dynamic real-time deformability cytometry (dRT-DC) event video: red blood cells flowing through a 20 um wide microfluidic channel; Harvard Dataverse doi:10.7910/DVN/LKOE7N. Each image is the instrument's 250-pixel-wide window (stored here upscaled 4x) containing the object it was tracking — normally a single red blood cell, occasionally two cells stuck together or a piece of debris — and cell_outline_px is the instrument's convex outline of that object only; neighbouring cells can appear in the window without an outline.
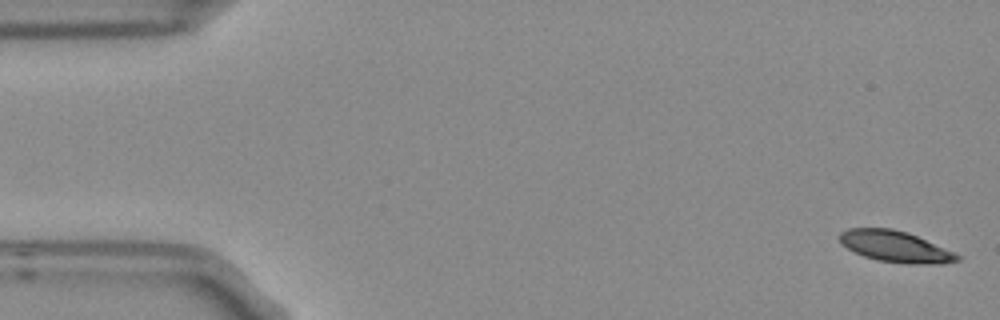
{"species": "Egyptian fruit bat (a non-hibernating species)", "species_latin": "Rousettus aegyptiacus", "temperature_condition": "room temperature", "stored_images_in_passage": 5, "camera_frame_rate_fps": 3000, "um_per_image_px": 0.085, "frame": {"image": 1, "passage_image": 1, "time_ms": 0.0, "image_size_px": [1000, 320], "cell_outline_px": [[960, 260], [944, 264], [908, 264], [880, 260], [864, 256], [840, 244], [840, 232], [848, 228], [892, 228], [908, 232], [952, 252], [960, 256]], "centroid_in_image_um": [76.09, 20.95], "position_along_channel_um": 8.9, "area_um2": 21.15}}
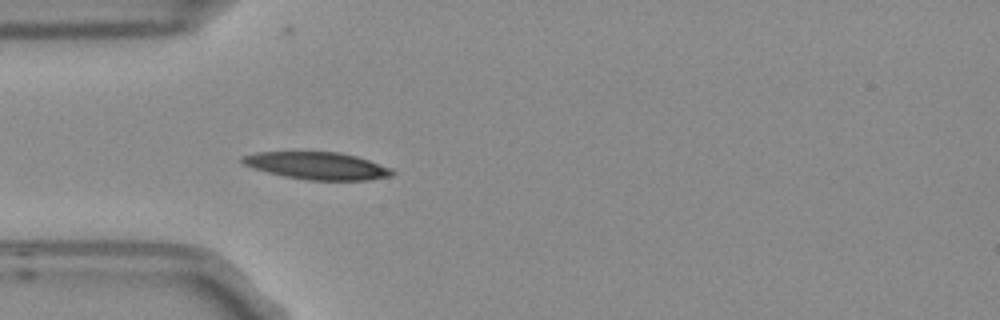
{"frame": {"image": 2, "passage_image": 5, "time_ms": 1.333, "image_size_px": [1000, 320], "cell_outline_px": [[396, 172], [392, 176], [368, 180], [308, 180], [284, 176], [252, 168], [244, 164], [240, 160], [240, 156], [256, 152], [340, 152], [356, 156], [392, 168]], "centroid_in_image_um": [26.96, 14.09], "position_along_channel_um": 58.0, "area_um2": 23.93}}